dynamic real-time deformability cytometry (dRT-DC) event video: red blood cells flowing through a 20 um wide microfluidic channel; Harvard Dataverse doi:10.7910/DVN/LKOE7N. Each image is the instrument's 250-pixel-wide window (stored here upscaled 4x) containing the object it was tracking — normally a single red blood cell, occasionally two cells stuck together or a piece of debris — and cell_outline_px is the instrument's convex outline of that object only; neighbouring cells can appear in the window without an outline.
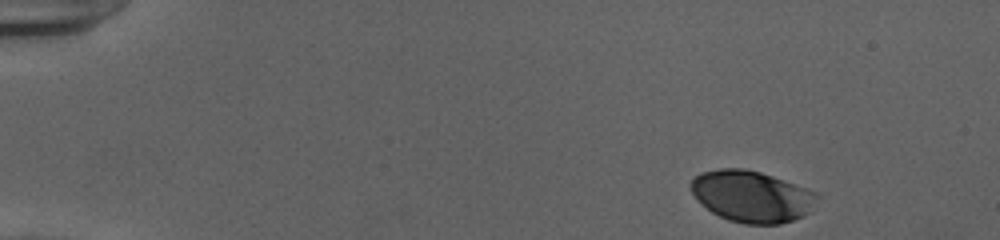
{"species": "human", "species_latin": "Homo sapiens", "temperature_condition": "cold", "stored_images_in_passage": 42, "camera_frame_rate_fps": 3000, "um_per_image_px": 0.085, "donor": {"sex": "female"}, "frame": {"image": 1, "passage_image": 1, "time_ms": 0.0, "image_size_px": [1000, 240], "cell_outline_px": [[820, 196], [804, 216], [780, 224], [744, 224], [728, 220], [712, 212], [692, 192], [688, 184], [700, 172], [720, 168], [744, 168], [760, 172], [772, 176], [804, 188]], "centroid_in_image_um": [63.87, 16.69], "position_along_channel_um": 21.1, "area_um2": 37.34}}
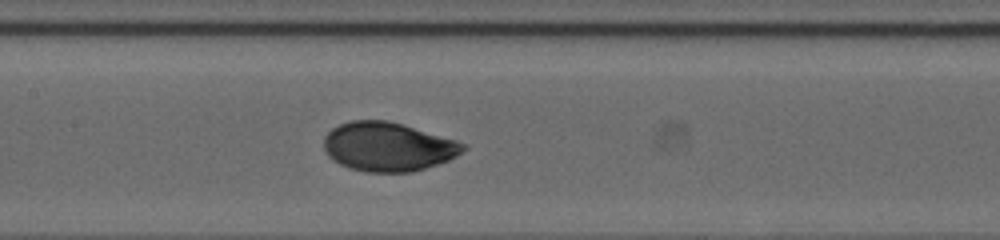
{"frame": {"image": 2, "passage_image": 22, "time_ms": 7.0, "image_size_px": [1000, 240], "cell_outline_px": [[468, 148], [456, 156], [448, 160], [412, 172], [368, 172], [348, 168], [340, 164], [328, 156], [324, 148], [324, 136], [332, 128], [340, 124], [352, 120], [388, 120], [404, 124], [456, 140], [464, 144]], "centroid_in_image_um": [32.97, 12.46], "position_along_channel_um": 174.4, "area_um2": 39.77}}
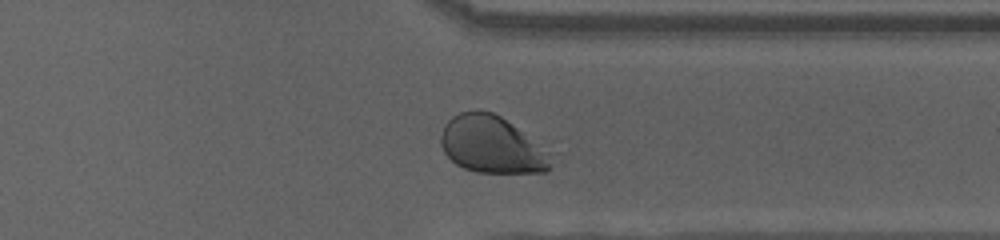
{"frame": {"image": 3, "passage_image": 37, "time_ms": 12.0, "image_size_px": [1000, 240], "cell_outline_px": [[552, 152], [548, 172], [476, 172], [464, 168], [456, 164], [444, 152], [440, 144], [440, 136], [444, 124], [452, 116], [460, 112], [492, 112], [552, 140]], "centroid_in_image_um": [42.01, 12.27], "position_along_channel_um": 369.4, "area_um2": 38.67}, "authors_computed_cell_mechanics": {"area_um2": 39.2173, "velocity_mm_per_s": 3.9017, "shape_relaxation_time_tau1_ms": 3.7593, "shape_relaxation_time_tau2_ms": null, "deformation_change_tau1": 0.17, "deformation_change_tau2": null}}